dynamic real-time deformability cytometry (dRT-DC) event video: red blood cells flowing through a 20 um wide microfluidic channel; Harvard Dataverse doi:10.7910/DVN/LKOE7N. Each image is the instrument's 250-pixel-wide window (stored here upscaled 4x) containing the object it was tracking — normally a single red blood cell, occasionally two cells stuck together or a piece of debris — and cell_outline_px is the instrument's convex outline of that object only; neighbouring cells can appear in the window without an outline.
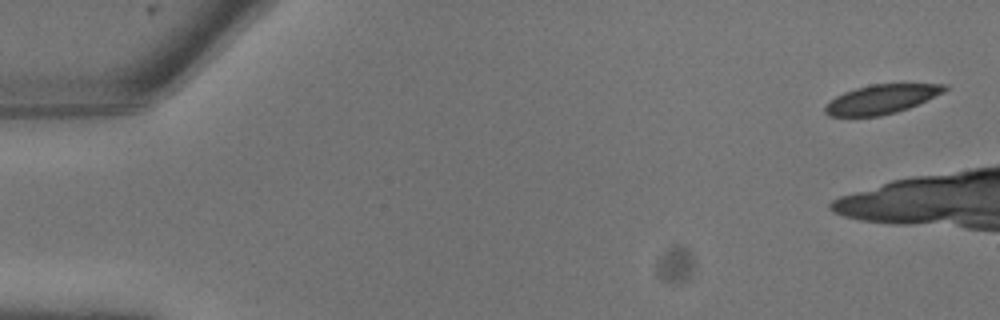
{"species": "common noctule bat (a hibernating species)", "species_latin": "Nyctalus noctula", "temperature_condition": "warm", "stored_images_in_passage": 4, "camera_frame_rate_fps": 3000, "um_per_image_px": 0.085, "animal": {"sex": "male", "body_mass_g": 13.3}, "frame": {"image": 1, "passage_image": 1, "time_ms": 0.0, "image_size_px": [1000, 320], "cell_outline_px": [[948, 88], [944, 92], [908, 108], [896, 112], [880, 116], [828, 116], [824, 112], [824, 108], [836, 96], [844, 92], [856, 88], [872, 84], [948, 84]], "centroid_in_image_um": [74.93, 8.43], "position_along_channel_um": 10.1, "area_um2": 20.06}}